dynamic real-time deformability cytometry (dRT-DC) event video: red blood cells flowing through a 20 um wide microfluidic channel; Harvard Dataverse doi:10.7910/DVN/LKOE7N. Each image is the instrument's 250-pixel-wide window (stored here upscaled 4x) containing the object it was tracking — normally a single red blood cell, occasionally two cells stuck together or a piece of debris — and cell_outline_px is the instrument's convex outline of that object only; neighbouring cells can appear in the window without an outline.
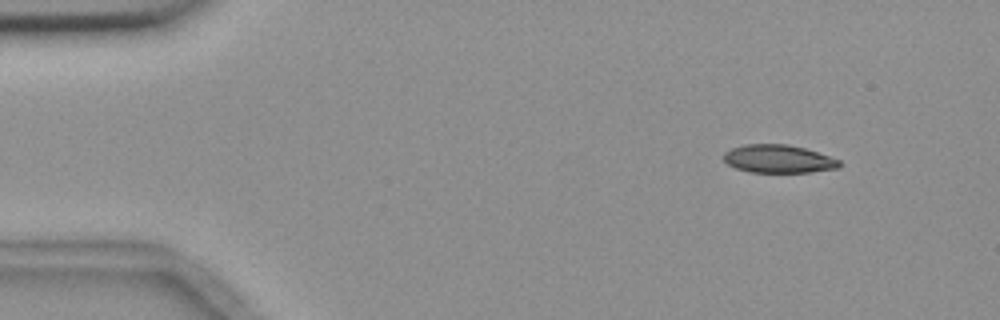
{"species": "common noctule bat (a hibernating species)", "species_latin": "Nyctalus noctula", "temperature_condition": "room temperature", "stored_images_in_passage": 5, "camera_frame_rate_fps": 3000, "um_per_image_px": 0.085, "animal": {"sex": "female", "body_mass_g": 18.4}, "frame": {"image": 1, "passage_image": 1, "time_ms": 0.0, "image_size_px": [1000, 320], "cell_outline_px": [[840, 168], [808, 172], [748, 172], [736, 168], [728, 164], [724, 160], [724, 152], [732, 148], [744, 144], [788, 144], [804, 148], [840, 160]], "centroid_in_image_um": [66.15, 13.5], "position_along_channel_um": 18.9, "area_um2": 18.84}}
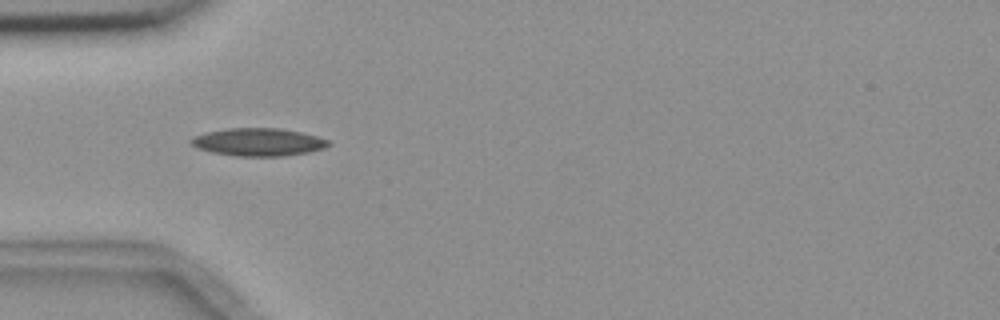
{"frame": {"image": 2, "passage_image": 4, "time_ms": 3.667, "image_size_px": [1000, 320], "cell_outline_px": [[332, 144], [324, 148], [308, 152], [284, 156], [236, 156], [212, 152], [196, 148], [188, 140], [192, 136], [204, 132], [228, 128], [280, 128], [300, 132], [316, 136], [328, 140]], "centroid_in_image_um": [21.92, 12.07], "position_along_channel_um": 63.1, "area_um2": 22.37}}